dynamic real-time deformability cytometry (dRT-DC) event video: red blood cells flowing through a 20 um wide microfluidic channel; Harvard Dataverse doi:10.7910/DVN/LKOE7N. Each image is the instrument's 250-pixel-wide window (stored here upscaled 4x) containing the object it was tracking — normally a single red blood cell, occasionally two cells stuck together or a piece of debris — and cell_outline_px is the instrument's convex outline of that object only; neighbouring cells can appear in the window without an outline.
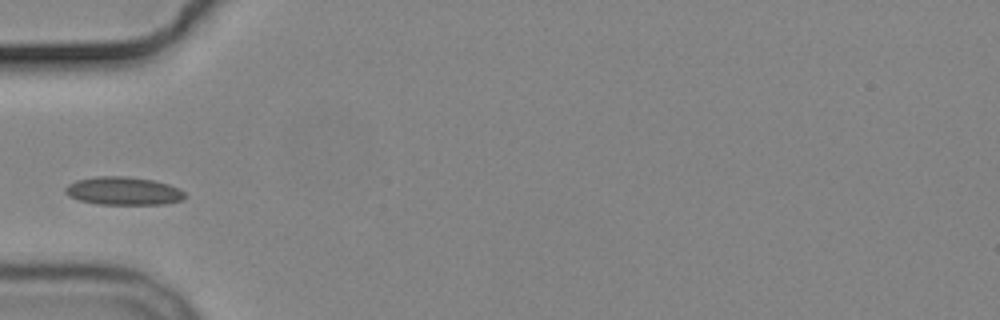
{"species": "common noctule bat (a hibernating species)", "species_latin": "Nyctalus noctula", "temperature_condition": "cold", "stored_images_in_passage": 1, "camera_frame_rate_fps": 3000, "um_per_image_px": 0.085, "animal": {"sex": "male", "body_mass_g": 19.2, "forearm_length_mm": 51.8}, "frame": {"image": 1, "passage_image": 1, "time_ms": 0.0, "image_size_px": [1000, 320], "cell_outline_px": [[184, 200], [164, 204], [96, 204], [80, 200], [68, 196], [64, 192], [64, 188], [68, 184], [76, 180], [96, 176], [128, 176], [152, 180], [168, 184], [180, 188], [184, 192]], "centroid_in_image_um": [10.47, 16.23], "position_along_channel_um": 74.5, "area_um2": 19.71}}